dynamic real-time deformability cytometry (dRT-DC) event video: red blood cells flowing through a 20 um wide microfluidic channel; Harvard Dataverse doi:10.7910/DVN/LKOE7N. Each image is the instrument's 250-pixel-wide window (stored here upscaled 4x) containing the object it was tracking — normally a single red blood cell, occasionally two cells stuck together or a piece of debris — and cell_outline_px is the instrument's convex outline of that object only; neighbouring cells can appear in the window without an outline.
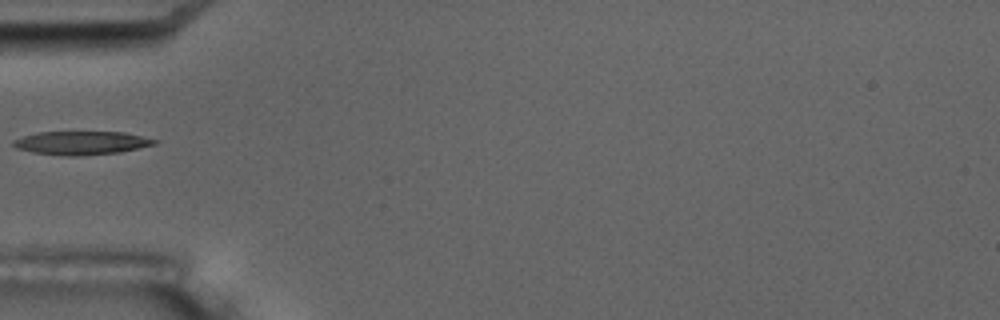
{"species": "common noctule bat (a hibernating species)", "species_latin": "Nyctalus noctula", "temperature_condition": "room temperature", "stored_images_in_passage": 1, "camera_frame_rate_fps": 3000, "um_per_image_px": 0.085, "animal": {"sex": "male", "body_mass_g": 17.5, "forearm_length_mm": 52.3}, "frame": {"image": 1, "passage_image": 1, "time_ms": 0.0, "image_size_px": [1000, 320], "cell_outline_px": [[160, 140], [156, 144], [120, 152], [76, 156], [68, 156], [32, 152], [16, 148], [12, 144], [12, 140], [36, 132], [124, 132]], "centroid_in_image_um": [6.92, 12.14], "position_along_channel_um": 78.1, "area_um2": 19.31}}